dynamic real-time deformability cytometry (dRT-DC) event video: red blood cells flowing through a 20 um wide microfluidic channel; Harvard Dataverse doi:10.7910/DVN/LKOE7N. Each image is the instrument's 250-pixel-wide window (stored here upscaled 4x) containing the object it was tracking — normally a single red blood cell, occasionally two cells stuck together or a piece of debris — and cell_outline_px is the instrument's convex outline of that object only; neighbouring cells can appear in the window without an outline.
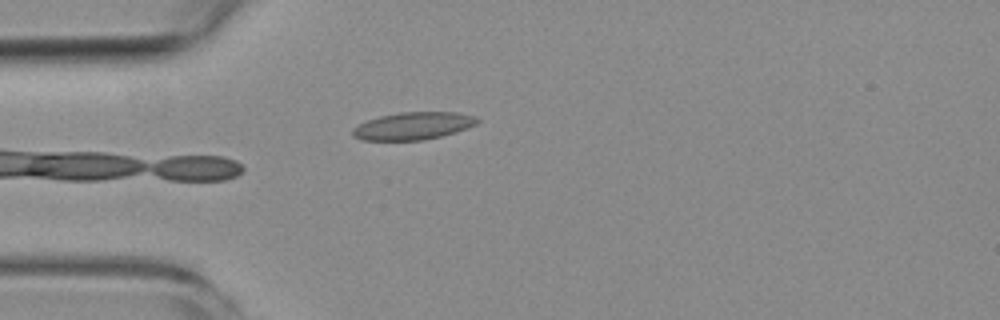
{"species": "common noctule bat (a hibernating species)", "species_latin": "Nyctalus noctula", "temperature_condition": "room temperature", "stored_images_in_passage": 3, "camera_frame_rate_fps": 3000, "um_per_image_px": 0.085, "animal": {"sex": "female", "body_mass_g": 19.3, "forearm_length_mm": 54.1}, "frame": {"image": 1, "passage_image": 3, "time_ms": 2.333, "image_size_px": [1000, 320], "cell_outline_px": [[480, 120], [476, 124], [456, 132], [424, 140], [360, 140], [352, 136], [352, 128], [368, 120], [380, 116], [400, 112], [456, 112], [476, 116]], "centroid_in_image_um": [35.11, 10.7], "position_along_channel_um": 49.9, "area_um2": 19.94}}